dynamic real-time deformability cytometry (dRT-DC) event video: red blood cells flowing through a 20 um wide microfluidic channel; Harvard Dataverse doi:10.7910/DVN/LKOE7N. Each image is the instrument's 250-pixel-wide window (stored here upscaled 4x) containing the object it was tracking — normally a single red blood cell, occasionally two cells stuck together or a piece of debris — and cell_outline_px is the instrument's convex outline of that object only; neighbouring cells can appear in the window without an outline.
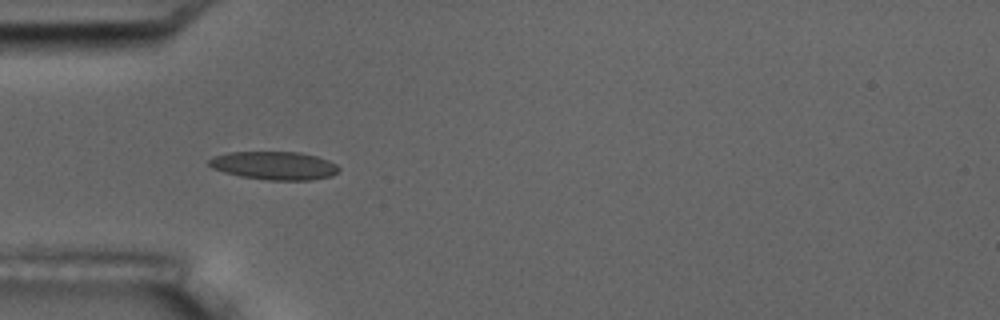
{"species": "common noctule bat (a hibernating species)", "species_latin": "Nyctalus noctula", "temperature_condition": "room temperature", "stored_images_in_passage": 6, "camera_frame_rate_fps": 3000, "um_per_image_px": 0.085, "animal": {"sex": "male", "body_mass_g": 17.5, "forearm_length_mm": 52.3}, "frame": {"image": 1, "passage_image": 5, "time_ms": 4.667, "image_size_px": [1000, 320], "cell_outline_px": [[340, 168], [332, 176], [312, 180], [268, 180], [240, 176], [224, 172], [212, 168], [208, 164], [208, 160], [212, 156], [228, 152], [300, 152], [316, 156], [328, 160], [336, 164]], "centroid_in_image_um": [23.3, 14.07], "position_along_channel_um": 61.7, "area_um2": 21.44}}